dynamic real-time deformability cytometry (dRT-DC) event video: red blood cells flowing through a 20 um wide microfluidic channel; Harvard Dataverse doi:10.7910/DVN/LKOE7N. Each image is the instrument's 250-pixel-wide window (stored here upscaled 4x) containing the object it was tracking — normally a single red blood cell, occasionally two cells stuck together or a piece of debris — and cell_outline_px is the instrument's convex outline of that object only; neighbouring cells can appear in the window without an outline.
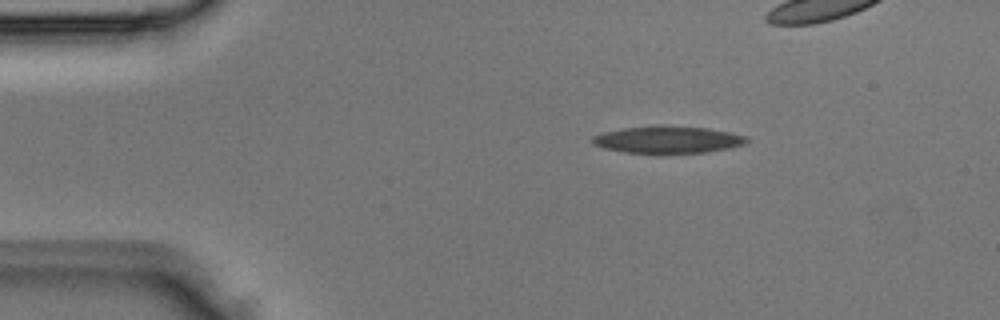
{"species": "Egyptian fruit bat (a non-hibernating species)", "species_latin": "Rousettus aegyptiacus", "temperature_condition": "room temperature", "stored_images_in_passage": 3, "camera_frame_rate_fps": 3000, "um_per_image_px": 0.085, "animal": {"sex": "male"}, "frame": {"image": 1, "passage_image": 1, "time_ms": 0.0, "image_size_px": [1000, 320], "cell_outline_px": [[752, 140], [744, 144], [728, 148], [708, 152], [656, 156], [624, 152], [604, 148], [592, 144], [592, 136], [604, 132], [624, 128], [656, 124], [664, 124], [708, 128], [748, 136]], "centroid_in_image_um": [56.76, 11.89], "position_along_channel_um": 28.2, "area_um2": 25.66}}